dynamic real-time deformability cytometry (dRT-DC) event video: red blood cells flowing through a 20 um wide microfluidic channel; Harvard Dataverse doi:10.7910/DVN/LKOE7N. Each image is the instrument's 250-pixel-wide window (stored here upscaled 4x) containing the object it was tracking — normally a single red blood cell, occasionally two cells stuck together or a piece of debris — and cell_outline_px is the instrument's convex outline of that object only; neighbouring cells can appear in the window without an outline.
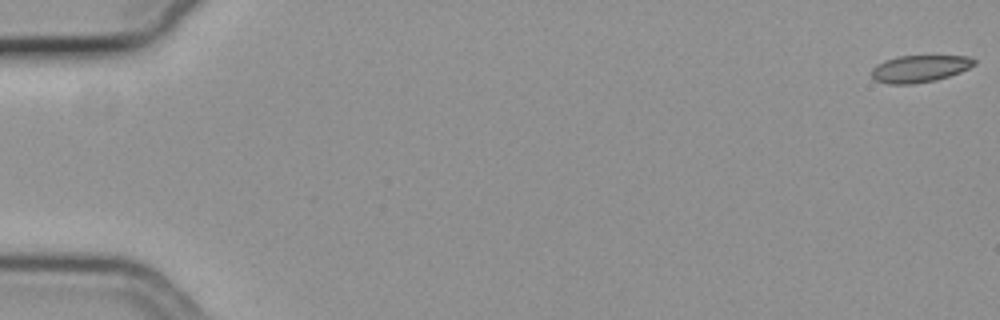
{"species": "common noctule bat (a hibernating species)", "species_latin": "Nyctalus noctula", "temperature_condition": "cold", "stored_images_in_passage": 15, "camera_frame_rate_fps": 3000, "um_per_image_px": 0.085, "animal": {"sex": "female", "body_mass_g": 19.3, "forearm_length_mm": 54.1}, "frame": {"image": 1, "passage_image": 1, "time_ms": 0.0, "image_size_px": [1000, 320], "cell_outline_px": [[976, 64], [960, 72], [936, 80], [912, 84], [888, 84], [876, 80], [872, 76], [872, 68], [876, 64], [884, 60], [896, 56], [968, 56], [976, 60]], "centroid_in_image_um": [78.16, 5.83], "position_along_channel_um": 6.8, "area_um2": 16.18}}
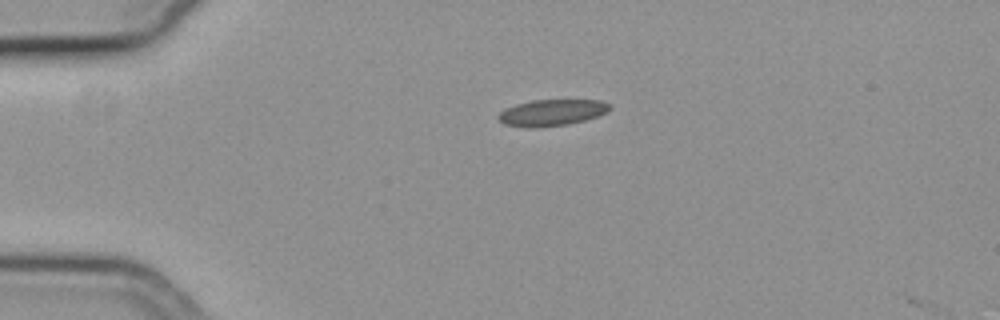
{"frame": {"image": 2, "passage_image": 14, "time_ms": 4.333, "image_size_px": [1000, 320], "cell_outline_px": [[612, 108], [608, 112], [584, 120], [568, 124], [536, 128], [528, 128], [504, 124], [496, 116], [504, 108], [516, 104], [532, 100], [600, 100], [612, 104]], "centroid_in_image_um": [46.9, 9.57], "position_along_channel_um": 38.1, "area_um2": 17.28}}